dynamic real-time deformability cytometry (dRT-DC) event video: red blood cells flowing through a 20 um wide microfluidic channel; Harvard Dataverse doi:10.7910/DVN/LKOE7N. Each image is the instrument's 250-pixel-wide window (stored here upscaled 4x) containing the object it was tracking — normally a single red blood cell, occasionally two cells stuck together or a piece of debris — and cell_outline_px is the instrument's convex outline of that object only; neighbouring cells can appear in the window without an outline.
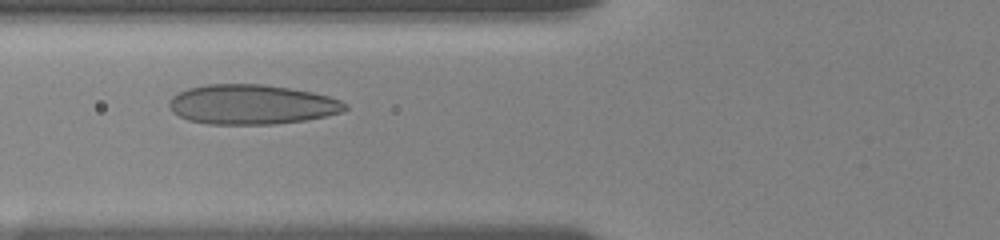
{"species": "human", "species_latin": "Homo sapiens", "temperature_condition": "room temperature", "stored_images_in_passage": 43, "camera_frame_rate_fps": 3000, "um_per_image_px": 0.085, "donor": {"sex": "female"}, "frame": {"image": 1, "passage_image": 16, "time_ms": 5.0, "image_size_px": [1000, 240], "cell_outline_px": [[348, 108], [340, 112], [324, 116], [304, 120], [276, 124], [208, 124], [188, 120], [172, 112], [168, 104], [168, 100], [172, 96], [188, 88], [208, 84], [264, 84], [312, 92], [328, 96], [340, 100], [348, 104]], "centroid_in_image_um": [21.37, 8.88], "position_along_channel_um": 104.4, "area_um2": 40.69}}
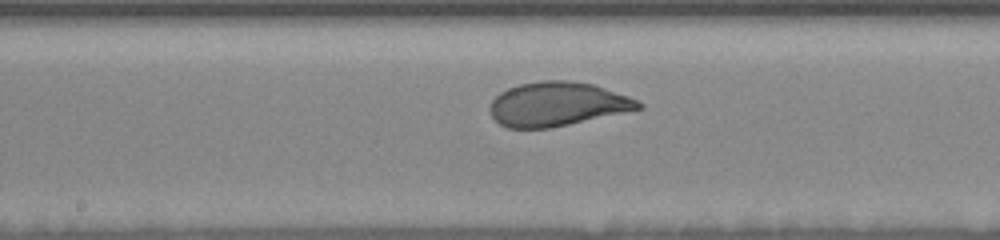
{"frame": {"image": 2, "passage_image": 24, "time_ms": 7.667, "image_size_px": [1000, 240], "cell_outline_px": [[644, 108], [568, 124], [548, 128], [508, 128], [500, 124], [492, 116], [488, 108], [492, 100], [500, 92], [508, 88], [520, 84], [540, 80], [568, 80], [592, 84], [628, 96], [644, 104]], "centroid_in_image_um": [47.34, 8.84], "position_along_channel_um": 200.9, "area_um2": 37.92}}
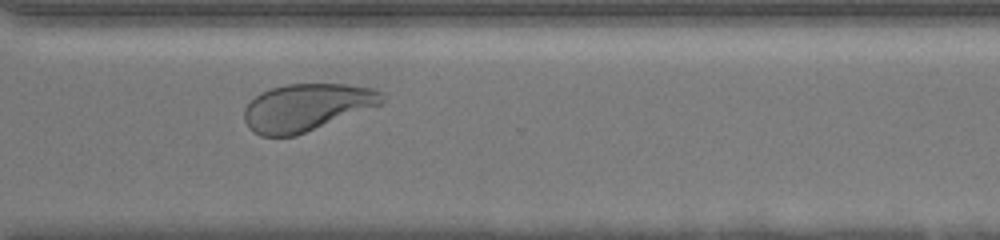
{"frame": {"image": 3, "passage_image": 36, "time_ms": 11.667, "image_size_px": [1000, 240], "cell_outline_px": [[384, 96], [380, 104], [296, 136], [260, 136], [248, 128], [244, 120], [244, 108], [260, 92], [272, 88], [288, 84], [344, 84], [376, 88], [384, 92]], "centroid_in_image_um": [26.04, 9.12], "position_along_channel_um": 344.6, "area_um2": 37.74}, "authors_computed_cell_mechanics": {"area_um2": 39.5352, "velocity_mm_per_s": 3.6047, "shape_relaxation_time_tau1_ms": 3.3294, "shape_relaxation_time_tau2_ms": null, "deformation_change_tau1": 0.1443, "deformation_change_tau2": null}}